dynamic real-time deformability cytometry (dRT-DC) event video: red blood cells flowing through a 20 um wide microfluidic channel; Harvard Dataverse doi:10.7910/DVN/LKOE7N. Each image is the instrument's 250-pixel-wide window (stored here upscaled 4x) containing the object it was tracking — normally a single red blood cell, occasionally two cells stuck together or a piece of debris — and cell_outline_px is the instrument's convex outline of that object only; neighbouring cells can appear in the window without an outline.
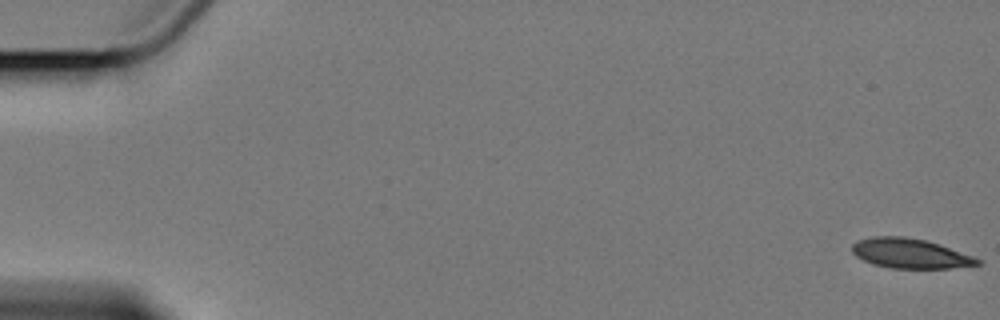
{"species": "Egyptian fruit bat (a non-hibernating species)", "species_latin": "Rousettus aegyptiacus", "temperature_condition": "cold", "stored_images_in_passage": 7, "camera_frame_rate_fps": 3000, "um_per_image_px": 0.085, "animal": {"sex": "female"}, "frame": {"image": 1, "passage_image": 1, "time_ms": 0.0, "image_size_px": [1000, 320], "cell_outline_px": [[984, 264], [948, 268], [892, 268], [872, 264], [856, 256], [852, 252], [852, 244], [856, 240], [872, 236], [904, 236], [924, 240], [940, 244], [984, 260]], "centroid_in_image_um": [77.38, 21.54], "position_along_channel_um": 7.6, "area_um2": 21.91}}
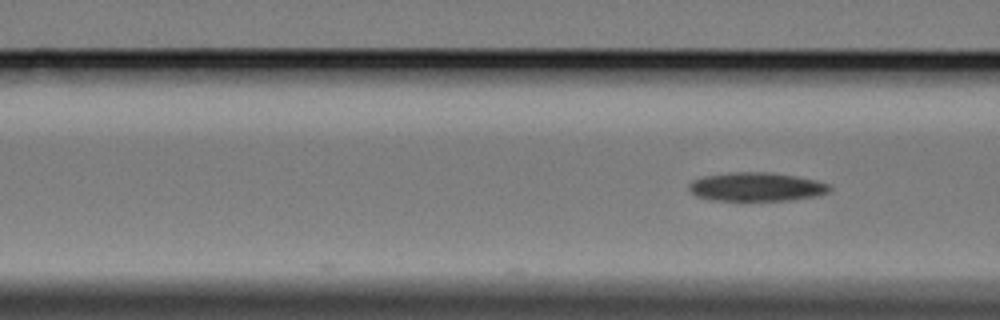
{"frame": {"image": 2, "passage_image": 7, "time_ms": 7.333, "image_size_px": [1000, 320], "cell_outline_px": [[832, 188], [828, 192], [816, 196], [792, 200], [708, 200], [696, 196], [688, 188], [688, 184], [692, 180], [704, 176], [728, 172], [768, 172], [796, 176], [816, 180], [828, 184]], "centroid_in_image_um": [64.27, 15.88], "position_along_channel_um": 102.3, "area_um2": 23.64}}